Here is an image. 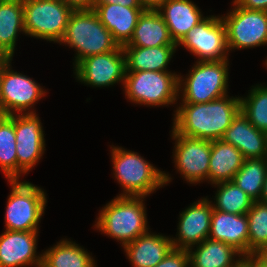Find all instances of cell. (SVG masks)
<instances>
[{"mask_svg":"<svg viewBox=\"0 0 267 267\" xmlns=\"http://www.w3.org/2000/svg\"><path fill=\"white\" fill-rule=\"evenodd\" d=\"M179 105L172 128L180 135L215 141L222 139L240 112V97L225 95L207 103Z\"/></svg>","mask_w":267,"mask_h":267,"instance_id":"cell-1","label":"cell"},{"mask_svg":"<svg viewBox=\"0 0 267 267\" xmlns=\"http://www.w3.org/2000/svg\"><path fill=\"white\" fill-rule=\"evenodd\" d=\"M145 196H117L108 202L97 216L95 229L120 241L131 243L149 231Z\"/></svg>","mask_w":267,"mask_h":267,"instance_id":"cell-2","label":"cell"},{"mask_svg":"<svg viewBox=\"0 0 267 267\" xmlns=\"http://www.w3.org/2000/svg\"><path fill=\"white\" fill-rule=\"evenodd\" d=\"M110 147L113 174L123 189L119 196L147 197L171 182L168 173L157 169L137 152L114 145Z\"/></svg>","mask_w":267,"mask_h":267,"instance_id":"cell-3","label":"cell"},{"mask_svg":"<svg viewBox=\"0 0 267 267\" xmlns=\"http://www.w3.org/2000/svg\"><path fill=\"white\" fill-rule=\"evenodd\" d=\"M76 51L74 67L83 59L114 51L120 46L92 10H74L60 43Z\"/></svg>","mask_w":267,"mask_h":267,"instance_id":"cell-4","label":"cell"},{"mask_svg":"<svg viewBox=\"0 0 267 267\" xmlns=\"http://www.w3.org/2000/svg\"><path fill=\"white\" fill-rule=\"evenodd\" d=\"M228 66V59L196 61L186 78L179 74L178 93H182L180 104L207 103L228 95Z\"/></svg>","mask_w":267,"mask_h":267,"instance_id":"cell-5","label":"cell"},{"mask_svg":"<svg viewBox=\"0 0 267 267\" xmlns=\"http://www.w3.org/2000/svg\"><path fill=\"white\" fill-rule=\"evenodd\" d=\"M179 74L170 71L126 72L125 96L130 102L148 106H168L179 99Z\"/></svg>","mask_w":267,"mask_h":267,"instance_id":"cell-6","label":"cell"},{"mask_svg":"<svg viewBox=\"0 0 267 267\" xmlns=\"http://www.w3.org/2000/svg\"><path fill=\"white\" fill-rule=\"evenodd\" d=\"M11 193L5 212V230L38 231L47 203L44 189L29 181H8Z\"/></svg>","mask_w":267,"mask_h":267,"instance_id":"cell-7","label":"cell"},{"mask_svg":"<svg viewBox=\"0 0 267 267\" xmlns=\"http://www.w3.org/2000/svg\"><path fill=\"white\" fill-rule=\"evenodd\" d=\"M73 11L61 0H23L26 35L60 43Z\"/></svg>","mask_w":267,"mask_h":267,"instance_id":"cell-8","label":"cell"},{"mask_svg":"<svg viewBox=\"0 0 267 267\" xmlns=\"http://www.w3.org/2000/svg\"><path fill=\"white\" fill-rule=\"evenodd\" d=\"M221 18L229 51L267 45V11L241 8L233 1L232 10Z\"/></svg>","mask_w":267,"mask_h":267,"instance_id":"cell-9","label":"cell"},{"mask_svg":"<svg viewBox=\"0 0 267 267\" xmlns=\"http://www.w3.org/2000/svg\"><path fill=\"white\" fill-rule=\"evenodd\" d=\"M179 45L196 56L197 61H222L229 55L226 28L219 15L205 17L189 30Z\"/></svg>","mask_w":267,"mask_h":267,"instance_id":"cell-10","label":"cell"},{"mask_svg":"<svg viewBox=\"0 0 267 267\" xmlns=\"http://www.w3.org/2000/svg\"><path fill=\"white\" fill-rule=\"evenodd\" d=\"M46 92L35 80L14 71L10 63L1 79L0 115L36 113L31 109L46 95Z\"/></svg>","mask_w":267,"mask_h":267,"instance_id":"cell-11","label":"cell"},{"mask_svg":"<svg viewBox=\"0 0 267 267\" xmlns=\"http://www.w3.org/2000/svg\"><path fill=\"white\" fill-rule=\"evenodd\" d=\"M175 140L173 160L177 172L190 184L208 181L211 141L178 134L172 128Z\"/></svg>","mask_w":267,"mask_h":267,"instance_id":"cell-12","label":"cell"},{"mask_svg":"<svg viewBox=\"0 0 267 267\" xmlns=\"http://www.w3.org/2000/svg\"><path fill=\"white\" fill-rule=\"evenodd\" d=\"M76 79L92 87H109L116 83L124 84L126 57L123 47L89 56L74 67Z\"/></svg>","mask_w":267,"mask_h":267,"instance_id":"cell-13","label":"cell"},{"mask_svg":"<svg viewBox=\"0 0 267 267\" xmlns=\"http://www.w3.org/2000/svg\"><path fill=\"white\" fill-rule=\"evenodd\" d=\"M16 135L17 180L36 166L45 152L41 120L36 113L14 115Z\"/></svg>","mask_w":267,"mask_h":267,"instance_id":"cell-14","label":"cell"},{"mask_svg":"<svg viewBox=\"0 0 267 267\" xmlns=\"http://www.w3.org/2000/svg\"><path fill=\"white\" fill-rule=\"evenodd\" d=\"M213 201L201 198L180 213L178 232L171 238L173 248L189 249L209 238Z\"/></svg>","mask_w":267,"mask_h":267,"instance_id":"cell-15","label":"cell"},{"mask_svg":"<svg viewBox=\"0 0 267 267\" xmlns=\"http://www.w3.org/2000/svg\"><path fill=\"white\" fill-rule=\"evenodd\" d=\"M38 232L5 230L0 235V267H41L42 254L36 251Z\"/></svg>","mask_w":267,"mask_h":267,"instance_id":"cell-16","label":"cell"},{"mask_svg":"<svg viewBox=\"0 0 267 267\" xmlns=\"http://www.w3.org/2000/svg\"><path fill=\"white\" fill-rule=\"evenodd\" d=\"M222 140L236 147L245 159L267 156V133L256 129L242 112L233 119Z\"/></svg>","mask_w":267,"mask_h":267,"instance_id":"cell-17","label":"cell"},{"mask_svg":"<svg viewBox=\"0 0 267 267\" xmlns=\"http://www.w3.org/2000/svg\"><path fill=\"white\" fill-rule=\"evenodd\" d=\"M93 10L122 47L130 41L138 19L144 11L142 7H126L119 4H94Z\"/></svg>","mask_w":267,"mask_h":267,"instance_id":"cell-18","label":"cell"},{"mask_svg":"<svg viewBox=\"0 0 267 267\" xmlns=\"http://www.w3.org/2000/svg\"><path fill=\"white\" fill-rule=\"evenodd\" d=\"M209 238L232 246L243 257L248 256L247 215L224 213L213 209Z\"/></svg>","mask_w":267,"mask_h":267,"instance_id":"cell-19","label":"cell"},{"mask_svg":"<svg viewBox=\"0 0 267 267\" xmlns=\"http://www.w3.org/2000/svg\"><path fill=\"white\" fill-rule=\"evenodd\" d=\"M165 21L170 37L178 44L189 30L205 18L191 0H166L157 10Z\"/></svg>","mask_w":267,"mask_h":267,"instance_id":"cell-20","label":"cell"},{"mask_svg":"<svg viewBox=\"0 0 267 267\" xmlns=\"http://www.w3.org/2000/svg\"><path fill=\"white\" fill-rule=\"evenodd\" d=\"M123 248L133 267H155L165 258L173 245L171 237L150 231Z\"/></svg>","mask_w":267,"mask_h":267,"instance_id":"cell-21","label":"cell"},{"mask_svg":"<svg viewBox=\"0 0 267 267\" xmlns=\"http://www.w3.org/2000/svg\"><path fill=\"white\" fill-rule=\"evenodd\" d=\"M195 246L188 249L191 267H243V255L224 242L207 238Z\"/></svg>","mask_w":267,"mask_h":267,"instance_id":"cell-22","label":"cell"},{"mask_svg":"<svg viewBox=\"0 0 267 267\" xmlns=\"http://www.w3.org/2000/svg\"><path fill=\"white\" fill-rule=\"evenodd\" d=\"M177 45L170 37L168 27L157 10H144L140 15L130 41L123 47H158Z\"/></svg>","mask_w":267,"mask_h":267,"instance_id":"cell-23","label":"cell"},{"mask_svg":"<svg viewBox=\"0 0 267 267\" xmlns=\"http://www.w3.org/2000/svg\"><path fill=\"white\" fill-rule=\"evenodd\" d=\"M244 160L242 153L231 144L225 143L222 139L211 141L208 183L213 185L232 181Z\"/></svg>","mask_w":267,"mask_h":267,"instance_id":"cell-24","label":"cell"},{"mask_svg":"<svg viewBox=\"0 0 267 267\" xmlns=\"http://www.w3.org/2000/svg\"><path fill=\"white\" fill-rule=\"evenodd\" d=\"M177 47V45L123 47L126 57V72L169 71L167 67Z\"/></svg>","mask_w":267,"mask_h":267,"instance_id":"cell-25","label":"cell"},{"mask_svg":"<svg viewBox=\"0 0 267 267\" xmlns=\"http://www.w3.org/2000/svg\"><path fill=\"white\" fill-rule=\"evenodd\" d=\"M23 0H0V52L14 56L19 32L26 35Z\"/></svg>","mask_w":267,"mask_h":267,"instance_id":"cell-26","label":"cell"},{"mask_svg":"<svg viewBox=\"0 0 267 267\" xmlns=\"http://www.w3.org/2000/svg\"><path fill=\"white\" fill-rule=\"evenodd\" d=\"M63 239L42 252L41 267H96L94 258L87 250L75 242Z\"/></svg>","mask_w":267,"mask_h":267,"instance_id":"cell-27","label":"cell"},{"mask_svg":"<svg viewBox=\"0 0 267 267\" xmlns=\"http://www.w3.org/2000/svg\"><path fill=\"white\" fill-rule=\"evenodd\" d=\"M266 173V158L245 159L232 181L254 201H259L263 192Z\"/></svg>","mask_w":267,"mask_h":267,"instance_id":"cell-28","label":"cell"},{"mask_svg":"<svg viewBox=\"0 0 267 267\" xmlns=\"http://www.w3.org/2000/svg\"><path fill=\"white\" fill-rule=\"evenodd\" d=\"M14 115H0V168L8 181L17 180Z\"/></svg>","mask_w":267,"mask_h":267,"instance_id":"cell-29","label":"cell"},{"mask_svg":"<svg viewBox=\"0 0 267 267\" xmlns=\"http://www.w3.org/2000/svg\"><path fill=\"white\" fill-rule=\"evenodd\" d=\"M213 185L219 189H217L215 201L212 203L214 210L242 215L251 208L254 200L233 181H224Z\"/></svg>","mask_w":267,"mask_h":267,"instance_id":"cell-30","label":"cell"},{"mask_svg":"<svg viewBox=\"0 0 267 267\" xmlns=\"http://www.w3.org/2000/svg\"><path fill=\"white\" fill-rule=\"evenodd\" d=\"M247 97H240V112L258 130L267 133V86L256 84Z\"/></svg>","mask_w":267,"mask_h":267,"instance_id":"cell-31","label":"cell"},{"mask_svg":"<svg viewBox=\"0 0 267 267\" xmlns=\"http://www.w3.org/2000/svg\"><path fill=\"white\" fill-rule=\"evenodd\" d=\"M248 218V255L267 252V204L254 201L246 213Z\"/></svg>","mask_w":267,"mask_h":267,"instance_id":"cell-32","label":"cell"},{"mask_svg":"<svg viewBox=\"0 0 267 267\" xmlns=\"http://www.w3.org/2000/svg\"><path fill=\"white\" fill-rule=\"evenodd\" d=\"M189 253L187 249L172 248L165 258L155 267H188Z\"/></svg>","mask_w":267,"mask_h":267,"instance_id":"cell-33","label":"cell"},{"mask_svg":"<svg viewBox=\"0 0 267 267\" xmlns=\"http://www.w3.org/2000/svg\"><path fill=\"white\" fill-rule=\"evenodd\" d=\"M243 267H267V252H254L244 257Z\"/></svg>","mask_w":267,"mask_h":267,"instance_id":"cell-34","label":"cell"},{"mask_svg":"<svg viewBox=\"0 0 267 267\" xmlns=\"http://www.w3.org/2000/svg\"><path fill=\"white\" fill-rule=\"evenodd\" d=\"M239 7L267 11V0H233Z\"/></svg>","mask_w":267,"mask_h":267,"instance_id":"cell-35","label":"cell"},{"mask_svg":"<svg viewBox=\"0 0 267 267\" xmlns=\"http://www.w3.org/2000/svg\"><path fill=\"white\" fill-rule=\"evenodd\" d=\"M73 10H92L94 9V0H61Z\"/></svg>","mask_w":267,"mask_h":267,"instance_id":"cell-36","label":"cell"},{"mask_svg":"<svg viewBox=\"0 0 267 267\" xmlns=\"http://www.w3.org/2000/svg\"><path fill=\"white\" fill-rule=\"evenodd\" d=\"M94 4H119L126 7H141L138 0H94Z\"/></svg>","mask_w":267,"mask_h":267,"instance_id":"cell-37","label":"cell"},{"mask_svg":"<svg viewBox=\"0 0 267 267\" xmlns=\"http://www.w3.org/2000/svg\"><path fill=\"white\" fill-rule=\"evenodd\" d=\"M144 10H158L166 0H138Z\"/></svg>","mask_w":267,"mask_h":267,"instance_id":"cell-38","label":"cell"},{"mask_svg":"<svg viewBox=\"0 0 267 267\" xmlns=\"http://www.w3.org/2000/svg\"><path fill=\"white\" fill-rule=\"evenodd\" d=\"M12 60H13L12 56L6 53L0 52V85H1L3 72L5 68L12 62Z\"/></svg>","mask_w":267,"mask_h":267,"instance_id":"cell-39","label":"cell"},{"mask_svg":"<svg viewBox=\"0 0 267 267\" xmlns=\"http://www.w3.org/2000/svg\"><path fill=\"white\" fill-rule=\"evenodd\" d=\"M259 201L267 204V173H266V177H265V181H264L263 192H262V195H261V198Z\"/></svg>","mask_w":267,"mask_h":267,"instance_id":"cell-40","label":"cell"}]
</instances>
